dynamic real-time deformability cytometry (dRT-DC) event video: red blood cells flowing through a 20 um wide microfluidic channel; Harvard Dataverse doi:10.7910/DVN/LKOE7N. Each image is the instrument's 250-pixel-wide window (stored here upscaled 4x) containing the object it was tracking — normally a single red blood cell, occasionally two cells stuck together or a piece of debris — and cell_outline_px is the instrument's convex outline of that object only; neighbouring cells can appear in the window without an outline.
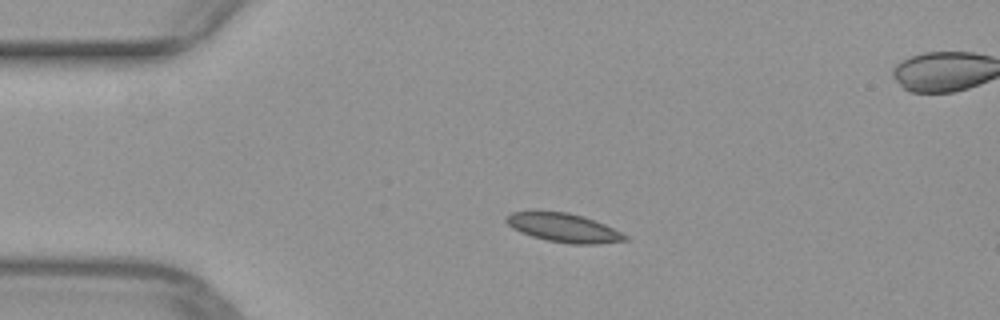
{"species": "common noctule bat (a hibernating species)", "species_latin": "Nyctalus noctula", "temperature_condition": "warm", "stored_images_in_passage": 51, "segment_of_instrument_passage": [1, 2], "camera_frame_rate_fps": 3000, "um_per_image_px": 0.085, "animal": {"sex": "female", "body_mass_g": 29.2, "forearm_length_mm": 56.3}, "frame": {"image": 1, "passage_image": 11, "time_ms": 3.333, "image_size_px": [1000, 320], "cell_outline_px": [[628, 240], [596, 244], [572, 244], [548, 240], [532, 236], [520, 232], [512, 228], [504, 220], [512, 212], [568, 212], [584, 216], [604, 224], [628, 236]], "centroid_in_image_um": [47.93, 19.36], "position_along_channel_um": 37.1, "area_um2": 19.59}}
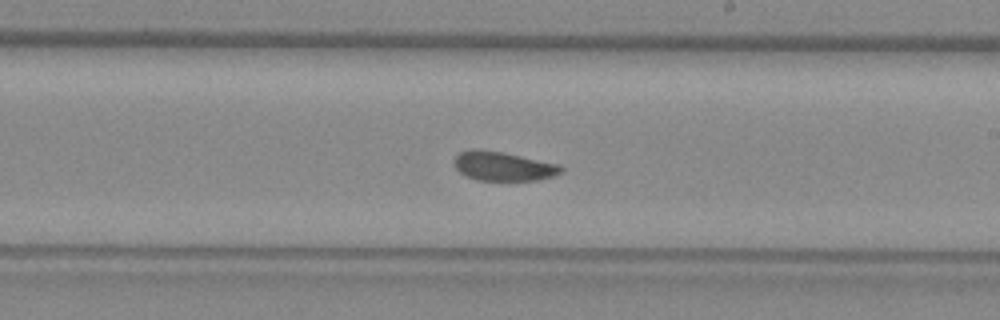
{"frame": {"image": 2, "passage_image": 29, "time_ms": 9.333, "image_size_px": [1000, 320], "cell_outline_px": [[564, 172], [552, 176], [536, 180], [476, 180], [460, 172], [456, 168], [452, 160], [460, 152], [472, 148], [504, 152], [560, 164], [564, 168]], "centroid_in_image_um": [42.78, 14.11], "position_along_channel_um": 246.2, "area_um2": 18.26}}
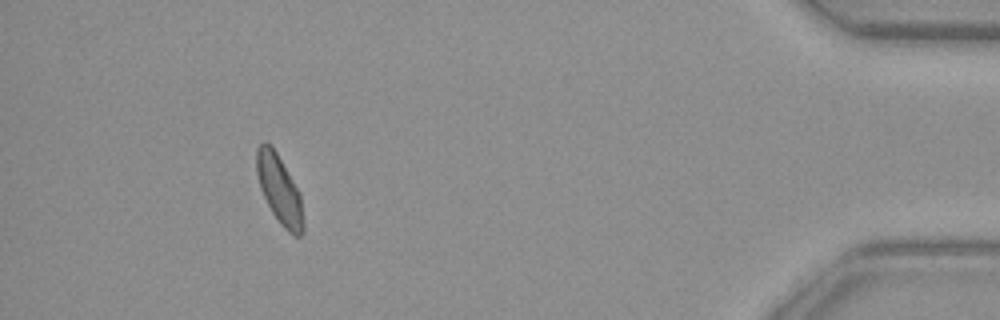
{"frame": {"image": 3, "passage_image": 46, "time_ms": 15.0, "image_size_px": [1000, 320], "cell_outline_px": [[304, 232], [300, 236], [292, 236], [280, 224], [272, 212], [260, 188], [256, 172], [256, 148], [264, 140], [276, 152], [300, 192], [304, 224]], "centroid_in_image_um": [23.75, 16.14], "position_along_channel_um": 411.4, "area_um2": 18.67}}